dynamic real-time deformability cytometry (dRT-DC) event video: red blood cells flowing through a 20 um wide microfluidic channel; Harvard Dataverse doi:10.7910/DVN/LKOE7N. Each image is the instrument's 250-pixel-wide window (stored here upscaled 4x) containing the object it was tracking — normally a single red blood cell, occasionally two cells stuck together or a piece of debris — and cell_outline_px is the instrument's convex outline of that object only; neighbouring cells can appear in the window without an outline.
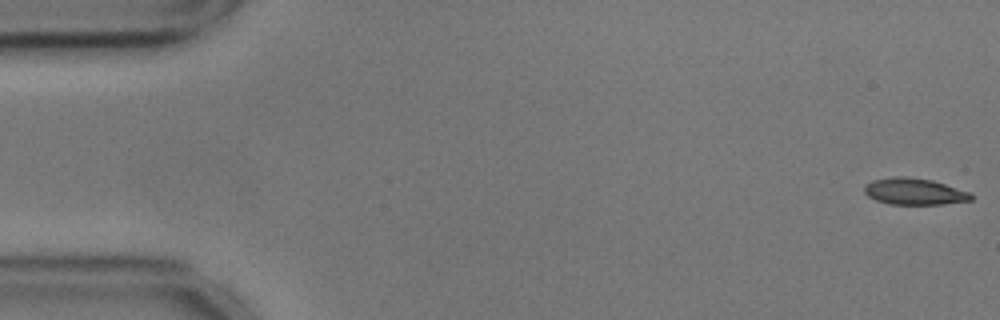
{"species": "common noctule bat (a hibernating species)", "species_latin": "Nyctalus noctula", "temperature_condition": "cold", "stored_images_in_passage": 7, "camera_frame_rate_fps": 3000, "um_per_image_px": 0.085, "animal": {"sex": "male", "body_mass_g": 17.9, "forearm_length_mm": 54.2}, "frame": {"image": 1, "passage_image": 1, "time_ms": 0.0, "image_size_px": [1000, 320], "cell_outline_px": [[972, 200], [944, 204], [888, 204], [876, 200], [868, 196], [864, 192], [864, 184], [872, 180], [896, 176], [904, 176], [932, 180], [972, 192]], "centroid_in_image_um": [77.72, 16.27], "position_along_channel_um": 7.3, "area_um2": 16.65}}